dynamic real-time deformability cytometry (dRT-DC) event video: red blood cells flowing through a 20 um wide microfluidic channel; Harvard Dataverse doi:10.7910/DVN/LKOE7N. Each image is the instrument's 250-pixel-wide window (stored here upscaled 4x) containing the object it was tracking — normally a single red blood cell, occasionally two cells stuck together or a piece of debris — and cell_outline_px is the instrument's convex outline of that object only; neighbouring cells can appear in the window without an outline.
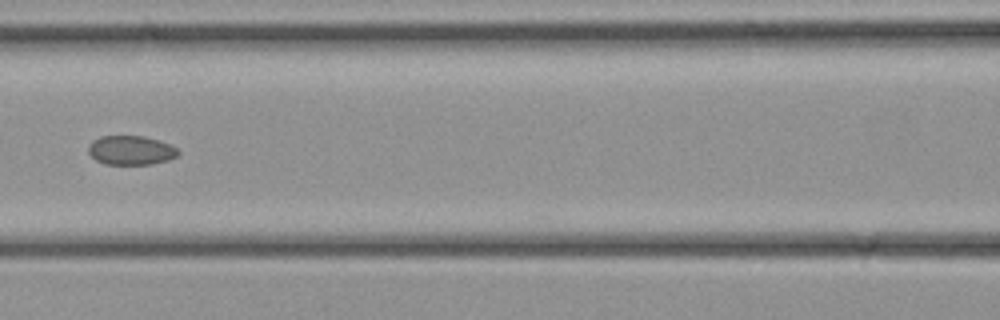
{"species": "common noctule bat (a hibernating species)", "species_latin": "Nyctalus noctula", "temperature_condition": "cold", "stored_images_in_passage": 34, "camera_frame_rate_fps": 3000, "um_per_image_px": 0.085, "animal": {"sex": "female", "body_mass_g": 21.9}, "frame": {"image": 1, "passage_image": 15, "time_ms": 4.667, "image_size_px": [1000, 320], "cell_outline_px": [[180, 152], [176, 156], [168, 160], [152, 164], [104, 164], [96, 160], [88, 152], [88, 144], [92, 140], [100, 136], [144, 136], [160, 140], [176, 148]], "centroid_in_image_um": [11.1, 12.77], "position_along_channel_um": 155.5, "area_um2": 15.32}}
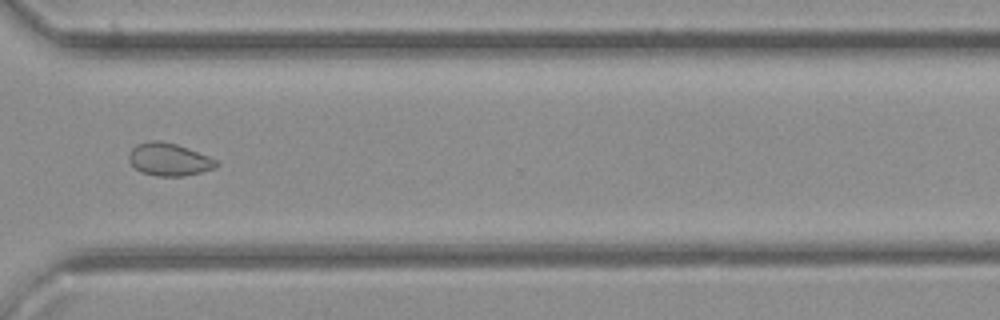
{"frame": {"image": 2, "passage_image": 25, "time_ms": 8.0, "image_size_px": [1000, 320], "cell_outline_px": [[220, 164], [216, 168], [184, 176], [156, 176], [140, 172], [128, 160], [128, 152], [136, 144], [148, 140], [160, 140], [176, 144], [188, 148], [208, 156], [216, 160]], "centroid_in_image_um": [14.34, 13.54], "position_along_channel_um": 356.3, "area_um2": 16.82}}